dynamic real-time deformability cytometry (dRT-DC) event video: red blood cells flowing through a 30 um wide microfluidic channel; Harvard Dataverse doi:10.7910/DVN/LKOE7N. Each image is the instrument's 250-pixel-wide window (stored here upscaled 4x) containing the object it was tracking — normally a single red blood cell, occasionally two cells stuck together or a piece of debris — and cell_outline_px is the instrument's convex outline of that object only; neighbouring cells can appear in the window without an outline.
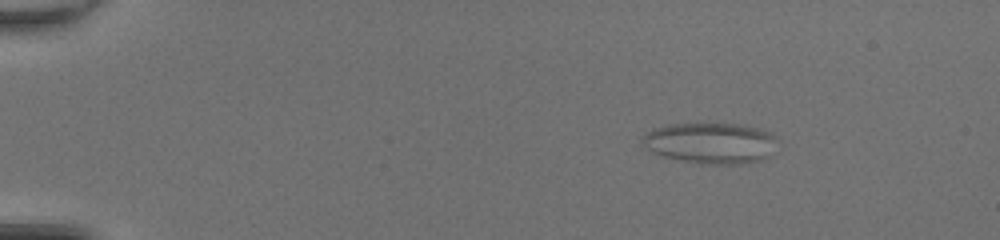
{"species": "common noctule bat (a hibernating species)", "species_latin": "Nyctalus noctula", "temperature_condition": "room temperature", "stored_images_in_passage": 51, "camera_frame_rate_fps": 3000, "um_per_image_px": 0.085, "animal": {"sex": "female", "body_mass_g": 20.0, "forearm_length_mm": 54.0}, "frame": {"image": 1, "passage_image": 9, "time_ms": 2.667, "image_size_px": [1000, 240], "cell_outline_px": [[780, 140], [772, 156], [764, 160], [740, 164], [700, 164], [680, 160], [664, 156], [652, 152], [644, 148], [640, 144], [640, 136], [652, 128], [664, 124], [744, 124], [760, 128], [772, 132]], "centroid_in_image_um": [60.44, 12.16], "position_along_channel_um": 24.6, "area_um2": 33.35}}
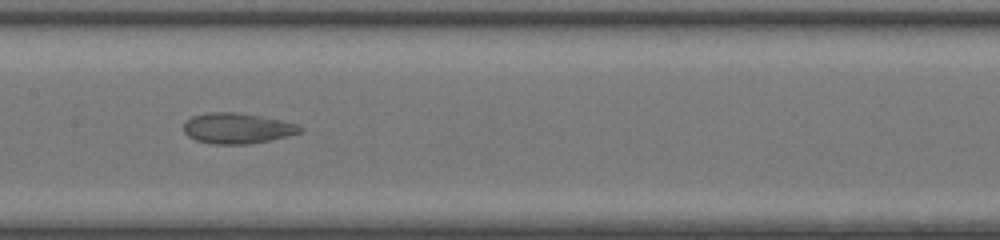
{"frame": {"image": 2, "passage_image": 28, "time_ms": 9.0, "image_size_px": [1000, 240], "cell_outline_px": [[304, 128], [300, 132], [288, 136], [272, 140], [248, 144], [212, 144], [196, 140], [188, 136], [184, 132], [184, 124], [192, 116], [208, 112], [236, 112], [260, 116], [300, 124]], "centroid_in_image_um": [20.19, 10.91], "position_along_channel_um": 187.2, "area_um2": 20.81}}
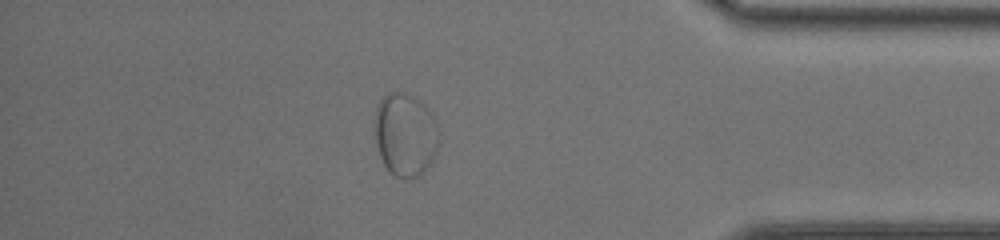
{"frame": {"image": 3, "passage_image": 45, "time_ms": 14.667, "image_size_px": [1000, 240], "cell_outline_px": [[440, 144], [432, 160], [416, 176], [408, 180], [396, 176], [388, 172], [380, 156], [376, 144], [372, 128], [372, 120], [376, 108], [380, 100], [388, 92], [404, 92], [416, 96], [432, 112], [436, 120], [440, 132]], "centroid_in_image_um": [34.43, 11.4], "position_along_channel_um": 400.8, "area_um2": 32.08}}